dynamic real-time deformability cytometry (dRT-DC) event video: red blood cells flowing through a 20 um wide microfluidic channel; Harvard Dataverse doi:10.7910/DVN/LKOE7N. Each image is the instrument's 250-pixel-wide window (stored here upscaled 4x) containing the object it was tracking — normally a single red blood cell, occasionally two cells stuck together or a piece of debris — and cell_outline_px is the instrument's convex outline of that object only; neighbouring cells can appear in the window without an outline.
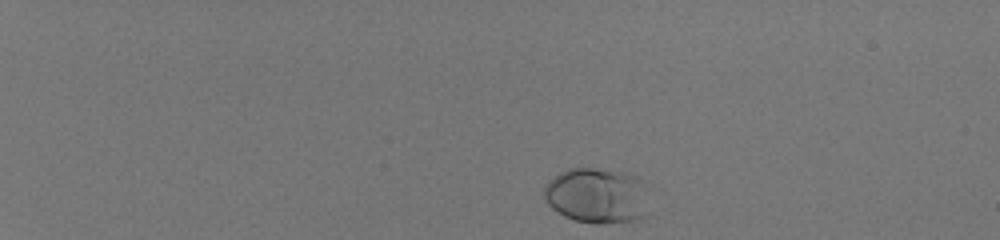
{"species": "human", "species_latin": "Homo sapiens", "temperature_condition": "room temperature", "stored_images_in_passage": 44, "camera_frame_rate_fps": 3000, "um_per_image_px": 0.085, "donor": {"sex": "male"}, "frame": {"image": 1, "passage_image": 2, "time_ms": 0.333, "image_size_px": [1000, 240], "cell_outline_px": [[648, 216], [636, 220], [600, 224], [576, 220], [564, 216], [552, 208], [544, 200], [544, 188], [548, 180], [560, 172], [568, 168], [592, 168], [628, 172], [636, 176], [640, 184]], "centroid_in_image_um": [50.67, 16.62], "position_along_channel_um": 34.3, "area_um2": 33.64}}
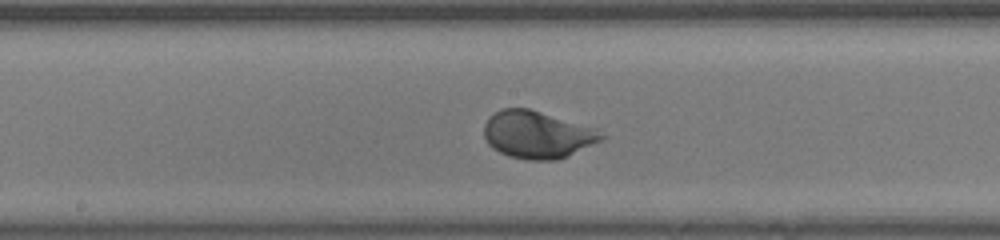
{"frame": {"image": 2, "passage_image": 24, "time_ms": 7.667, "image_size_px": [1000, 240], "cell_outline_px": [[608, 136], [604, 140], [556, 160], [528, 160], [508, 156], [492, 148], [488, 144], [484, 136], [484, 124], [488, 116], [500, 108], [528, 108], [596, 128]], "centroid_in_image_um": [45.67, 11.44], "position_along_channel_um": 202.5, "area_um2": 32.6}}
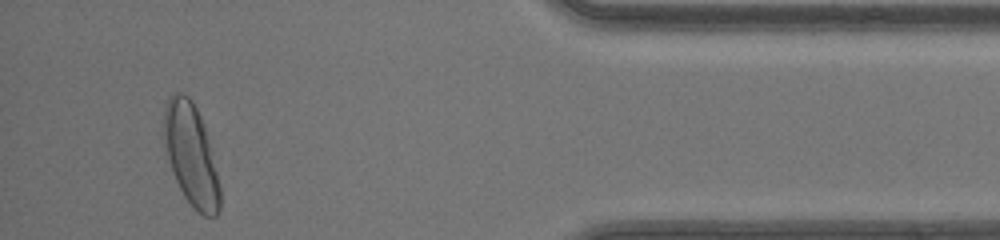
{"frame": {"image": 3, "passage_image": 42, "time_ms": 13.667, "image_size_px": [1000, 240], "cell_outline_px": [[220, 208], [216, 216], [204, 216], [192, 208], [184, 196], [172, 172], [168, 160], [164, 140], [164, 108], [168, 96], [176, 92], [180, 92], [188, 96], [192, 100], [204, 124], [220, 188]], "centroid_in_image_um": [16.22, 13.16], "position_along_channel_um": 419.0, "area_um2": 32.95}, "authors_computed_cell_mechanics": {"area_um2": 31.2409, "velocity_mm_per_s": 4.1321, "shape_relaxation_time_tau1_ms": 1.7694, "shape_relaxation_time_tau2_ms": null, "deformation_change_tau1": 0.1375, "deformation_change_tau2": null}}